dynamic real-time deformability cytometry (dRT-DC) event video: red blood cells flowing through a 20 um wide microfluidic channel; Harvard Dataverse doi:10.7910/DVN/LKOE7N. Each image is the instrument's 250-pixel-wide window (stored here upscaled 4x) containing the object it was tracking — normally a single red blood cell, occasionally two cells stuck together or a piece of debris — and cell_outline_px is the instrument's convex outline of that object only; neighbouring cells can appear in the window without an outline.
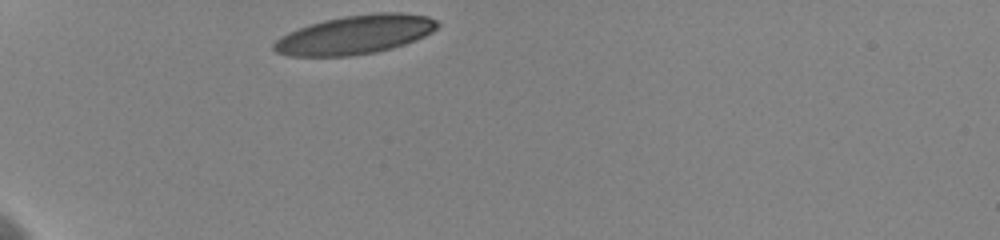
{"species": "human", "species_latin": "Homo sapiens", "temperature_condition": "cold", "stored_images_in_passage": 48, "camera_frame_rate_fps": 3000, "um_per_image_px": 0.085, "donor": {"sex": "female"}, "frame": {"image": 1, "passage_image": 1, "time_ms": 0.0, "image_size_px": [1000, 240], "cell_outline_px": [[440, 24], [432, 32], [416, 40], [392, 48], [376, 52], [352, 56], [288, 56], [276, 52], [272, 48], [272, 44], [280, 36], [288, 32], [308, 24], [324, 20], [344, 16], [376, 12], [400, 12], [428, 16], [436, 20]], "centroid_in_image_um": [30.17, 2.94], "position_along_channel_um": 54.8, "area_um2": 37.28}}